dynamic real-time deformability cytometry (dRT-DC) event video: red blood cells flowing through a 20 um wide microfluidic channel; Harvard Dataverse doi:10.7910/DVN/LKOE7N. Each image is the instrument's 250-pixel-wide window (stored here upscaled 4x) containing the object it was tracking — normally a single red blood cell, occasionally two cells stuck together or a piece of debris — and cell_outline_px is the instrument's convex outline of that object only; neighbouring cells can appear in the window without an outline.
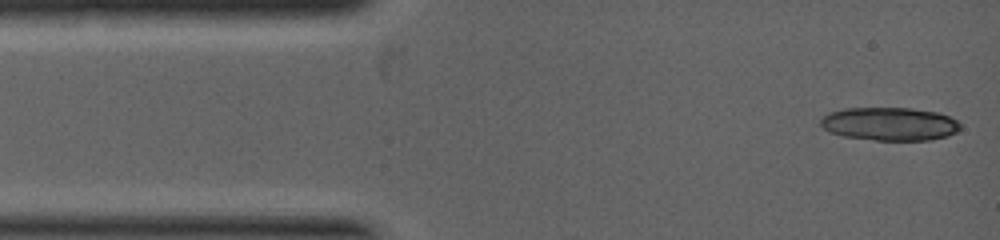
{"species": "common noctule bat (a hibernating species)", "species_latin": "Nyctalus noctula", "temperature_condition": "warm", "stored_images_in_passage": 4, "camera_frame_rate_fps": 5000, "um_per_image_px": 0.085, "animal": {"sex": "female", "body_mass_g": 19.0, "forearm_length_mm": 53.3}, "frame": {"image": 1, "passage_image": 1, "time_ms": 0.0, "image_size_px": [1000, 240], "cell_outline_px": [[960, 128], [956, 132], [948, 136], [932, 140], [876, 140], [844, 136], [828, 132], [820, 124], [820, 120], [828, 112], [844, 108], [912, 108], [936, 112], [948, 116], [956, 120], [960, 124]], "centroid_in_image_um": [75.61, 10.53], "position_along_channel_um": 9.4, "area_um2": 27.11}}